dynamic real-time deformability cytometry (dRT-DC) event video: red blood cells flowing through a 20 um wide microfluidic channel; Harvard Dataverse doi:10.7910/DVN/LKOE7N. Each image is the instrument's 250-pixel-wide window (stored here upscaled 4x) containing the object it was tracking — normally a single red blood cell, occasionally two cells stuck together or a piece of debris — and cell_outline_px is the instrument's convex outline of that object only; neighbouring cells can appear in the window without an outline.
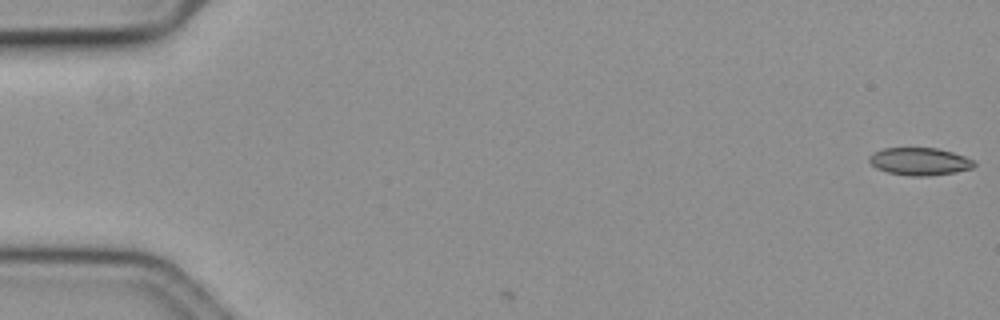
{"species": "common noctule bat (a hibernating species)", "species_latin": "Nyctalus noctula", "temperature_condition": "cold", "stored_images_in_passage": 3, "camera_frame_rate_fps": 3000, "um_per_image_px": 0.085, "animal": {"sex": "female", "body_mass_g": 19.3, "forearm_length_mm": 54.1}, "frame": {"image": 1, "passage_image": 1, "time_ms": 0.0, "image_size_px": [1000, 320], "cell_outline_px": [[976, 164], [972, 168], [952, 172], [924, 176], [912, 176], [888, 172], [876, 168], [868, 160], [868, 156], [872, 152], [884, 148], [936, 148], [952, 152], [964, 156], [972, 160]], "centroid_in_image_um": [78.12, 13.71], "position_along_channel_um": 6.9, "area_um2": 16.65}}